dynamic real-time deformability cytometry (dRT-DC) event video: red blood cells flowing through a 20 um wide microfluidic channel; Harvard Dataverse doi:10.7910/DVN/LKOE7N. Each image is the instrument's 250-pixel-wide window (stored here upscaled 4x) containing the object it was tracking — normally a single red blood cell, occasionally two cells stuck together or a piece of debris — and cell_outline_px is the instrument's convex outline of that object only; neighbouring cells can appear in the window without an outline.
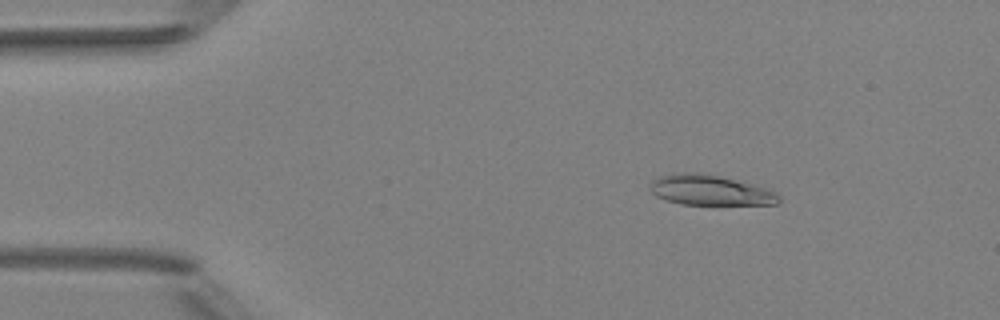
{"species": "Egyptian fruit bat (a non-hibernating species)", "species_latin": "Rousettus aegyptiacus", "temperature_condition": "room temperature", "stored_images_in_passage": 5, "camera_frame_rate_fps": 3000, "um_per_image_px": 0.085, "animal": {"sex": "female"}, "frame": {"image": 1, "passage_image": 3, "time_ms": 2.333, "image_size_px": [1000, 320], "cell_outline_px": [[780, 204], [680, 204], [656, 196], [648, 188], [652, 180], [660, 176], [680, 172], [700, 172], [768, 188], [776, 192], [780, 196]], "centroid_in_image_um": [60.35, 16.16], "position_along_channel_um": 24.6, "area_um2": 22.54}}
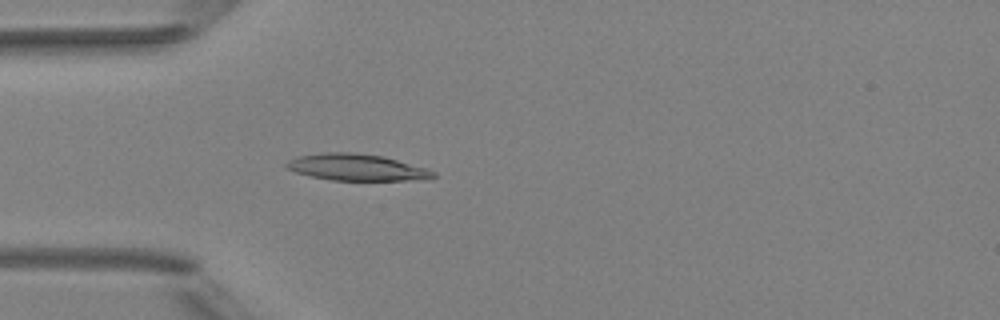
{"frame": {"image": 2, "passage_image": 5, "time_ms": 4.667, "image_size_px": [1000, 320], "cell_outline_px": [[436, 176], [432, 180], [332, 180], [312, 176], [296, 172], [284, 168], [284, 164], [288, 160], [300, 156], [324, 152], [352, 152], [384, 156], [424, 168], [436, 172]], "centroid_in_image_um": [30.33, 14.23], "position_along_channel_um": 54.7, "area_um2": 22.77}}